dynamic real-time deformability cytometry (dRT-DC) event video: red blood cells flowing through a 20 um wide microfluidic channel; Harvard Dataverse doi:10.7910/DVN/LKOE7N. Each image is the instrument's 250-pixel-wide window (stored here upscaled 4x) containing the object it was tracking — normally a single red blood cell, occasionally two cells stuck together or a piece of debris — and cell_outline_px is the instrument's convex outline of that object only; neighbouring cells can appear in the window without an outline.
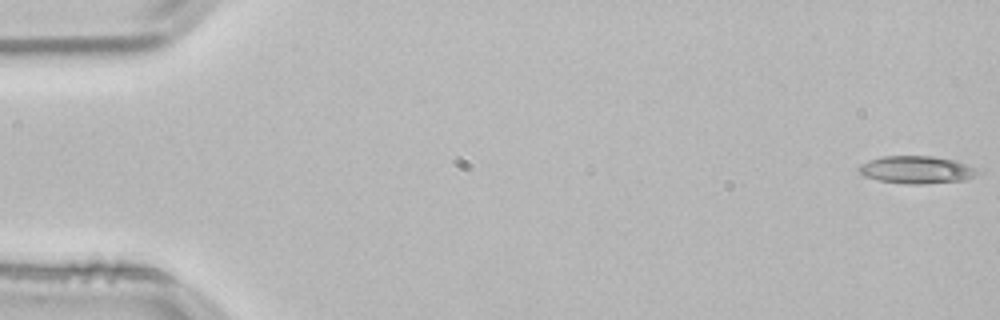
{"species": "common noctule bat (a hibernating species)", "species_latin": "Nyctalus noctula", "temperature_condition": "room temperature", "stored_images_in_passage": 51, "camera_frame_rate_fps": 3000, "um_per_image_px": 0.085, "animal": {"sex": "male", "body_mass_g": 21.5, "forearm_length_mm": 52.0}, "frame": {"image": 1, "passage_image": 1, "time_ms": 0.0, "image_size_px": [1000, 320], "cell_outline_px": [[984, 172], [976, 176], [964, 180], [920, 184], [904, 184], [876, 180], [864, 176], [856, 168], [860, 164], [868, 160], [884, 156], [932, 156], [956, 160]], "centroid_in_image_um": [77.91, 14.43], "position_along_channel_um": 7.1, "area_um2": 19.31}}
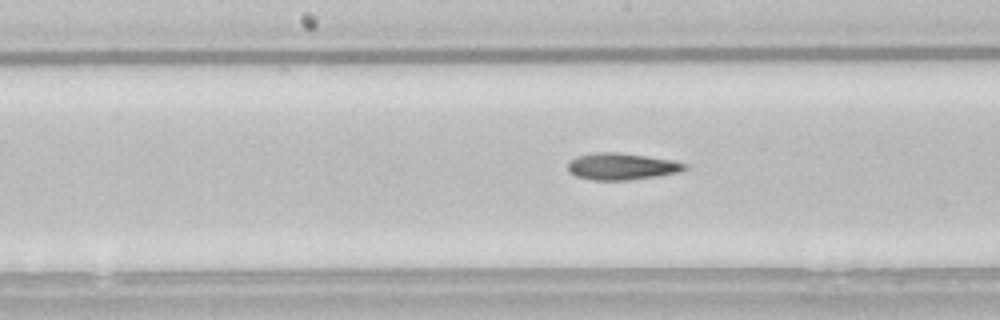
{"frame": {"image": 2, "passage_image": 27, "time_ms": 8.667, "image_size_px": [1000, 320], "cell_outline_px": [[688, 168], [680, 172], [656, 176], [628, 180], [592, 180], [576, 176], [568, 172], [568, 160], [576, 156], [596, 152], [616, 152], [672, 160], [688, 164]], "centroid_in_image_um": [52.81, 14.15], "position_along_channel_um": 195.4, "area_um2": 18.26}}
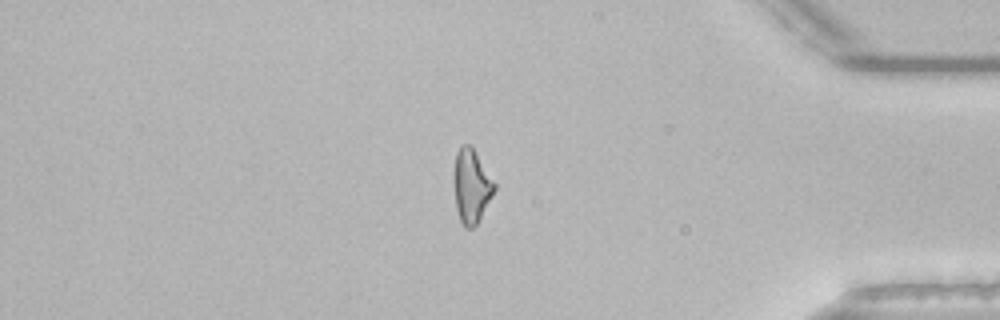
{"frame": {"image": 3, "passage_image": 45, "time_ms": 14.667, "image_size_px": [1000, 320], "cell_outline_px": [[496, 188], [492, 196], [476, 224], [472, 228], [464, 228], [460, 220], [456, 208], [456, 152], [460, 144], [468, 144], [472, 148], [496, 184]], "centroid_in_image_um": [40.1, 15.84], "position_along_channel_um": 395.1, "area_um2": 16.59}}